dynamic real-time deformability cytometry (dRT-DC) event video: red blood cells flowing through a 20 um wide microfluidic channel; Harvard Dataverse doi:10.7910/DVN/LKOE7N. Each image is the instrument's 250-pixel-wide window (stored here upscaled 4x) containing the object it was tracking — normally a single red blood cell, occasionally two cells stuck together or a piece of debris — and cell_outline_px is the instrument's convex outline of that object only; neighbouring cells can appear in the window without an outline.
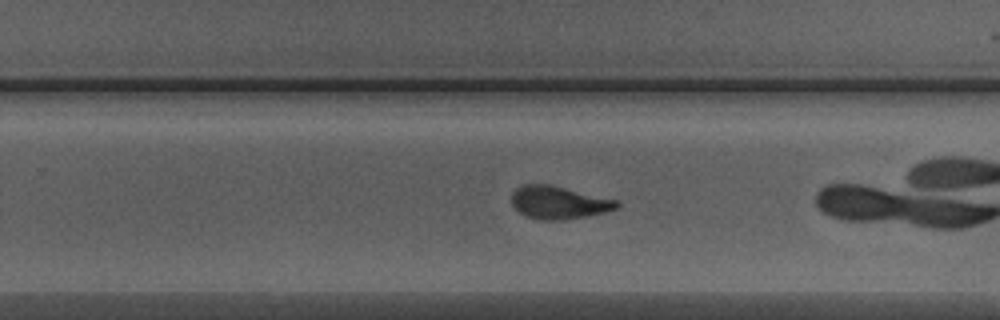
{"species": "Egyptian fruit bat (a non-hibernating species)", "species_latin": "Rousettus aegyptiacus", "temperature_condition": "warm", "stored_images_in_passage": 41, "camera_frame_rate_fps": 3000, "um_per_image_px": 0.085, "animal": {"sex": "male"}, "frame": {"image": 1, "passage_image": 24, "time_ms": 7.667, "image_size_px": [1000, 320], "cell_outline_px": [[620, 204], [616, 208], [604, 212], [584, 216], [560, 220], [540, 220], [524, 216], [512, 204], [512, 192], [516, 188], [524, 184], [548, 184], [616, 200]], "centroid_in_image_um": [47.43, 17.21], "position_along_channel_um": 282.4, "area_um2": 19.77}, "authors_computed_cell_mechanics": {"area_um2": 20.6924, "velocity_mm_per_s": 4.3664, "shape_relaxation_time_tau1_ms": 3.3091, "shape_relaxation_time_tau2_ms": 0.8039, "deformation_change_tau1": 0.14, "deformation_change_tau2": 0.0632}}